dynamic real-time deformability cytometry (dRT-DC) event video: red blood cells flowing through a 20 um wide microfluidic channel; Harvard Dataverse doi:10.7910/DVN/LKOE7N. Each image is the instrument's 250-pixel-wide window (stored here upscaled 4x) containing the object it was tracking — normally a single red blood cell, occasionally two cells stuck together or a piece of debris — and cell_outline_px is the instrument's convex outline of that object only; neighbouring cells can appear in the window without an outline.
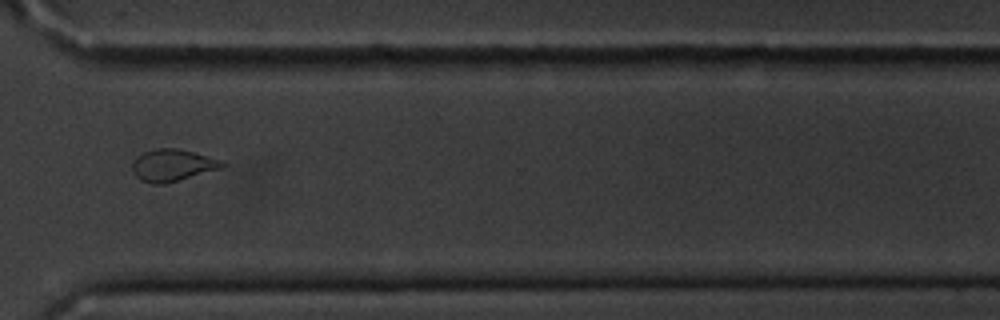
{"species": "common noctule bat (a hibernating species)", "species_latin": "Nyctalus noctula", "temperature_condition": "cold", "stored_images_in_passage": 14, "camera_frame_rate_fps": 3000, "um_per_image_px": 0.085, "animal": {"sex": "male", "body_mass_g": 20.1, "forearm_length_mm": 53.5}, "frame": {"image": 1, "passage_image": 10, "time_ms": 11.667, "image_size_px": [1000, 320], "cell_outline_px": [[228, 164], [224, 168], [164, 184], [152, 184], [140, 180], [136, 176], [132, 168], [132, 164], [136, 156], [144, 152], [156, 148], [176, 148], [192, 152], [220, 160]], "centroid_in_image_um": [14.67, 14.05], "position_along_channel_um": 355.9, "area_um2": 16.76}}
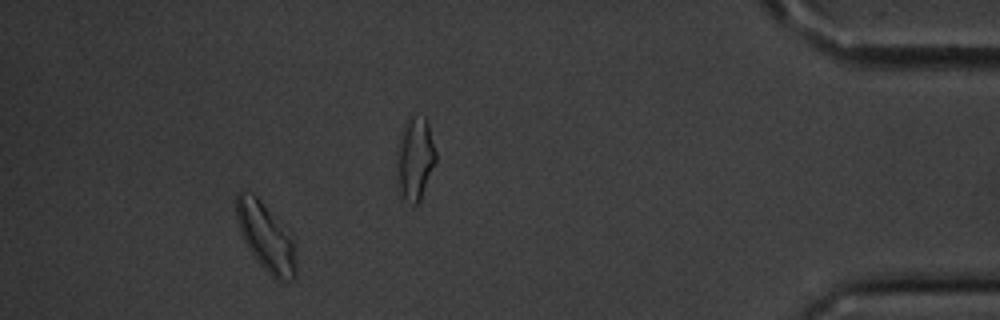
{"frame": {"image": 2, "passage_image": 12, "time_ms": 14.0, "image_size_px": [1000, 320], "cell_outline_px": [[296, 276], [292, 280], [276, 280], [256, 260], [248, 248], [240, 232], [236, 216], [236, 192], [252, 192], [288, 228], [296, 244]], "centroid_in_image_um": [22.64, 20.14], "position_along_channel_um": 412.6, "area_um2": 23.99}, "authors_computed_cell_mechanics": {"area_um2": 17.7157, "velocity_mm_per_s": 3.4376, "shape_relaxation_time_tau1_ms": null, "shape_relaxation_time_tau2_ms": 5.1735, "deformation_change_tau1": null, "deformation_change_tau2": 0.1048}}